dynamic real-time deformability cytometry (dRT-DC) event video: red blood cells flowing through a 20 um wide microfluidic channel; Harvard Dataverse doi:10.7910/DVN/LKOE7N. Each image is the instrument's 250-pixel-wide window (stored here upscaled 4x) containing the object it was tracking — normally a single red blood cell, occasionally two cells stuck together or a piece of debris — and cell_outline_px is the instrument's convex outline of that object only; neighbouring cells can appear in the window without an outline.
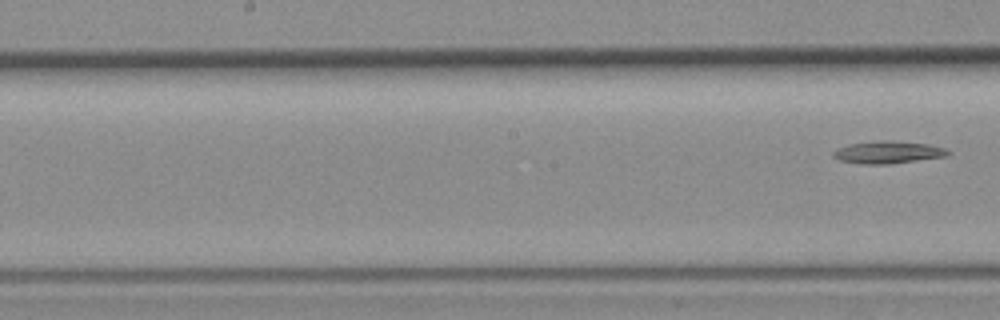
{"species": "common noctule bat (a hibernating species)", "species_latin": "Nyctalus noctula", "temperature_condition": "room temperature", "stored_images_in_passage": 8, "camera_frame_rate_fps": 3000, "um_per_image_px": 0.085, "animal": {"sex": "female", "body_mass_g": 19.3, "forearm_length_mm": 54.1}, "frame": {"image": 1, "passage_image": 8, "time_ms": 2.333, "image_size_px": [1000, 320], "cell_outline_px": [[952, 152], [948, 156], [892, 164], [864, 164], [840, 160], [832, 156], [832, 152], [840, 148], [852, 144], [884, 140], [928, 144], [944, 148]], "centroid_in_image_um": [75.54, 12.96], "position_along_channel_um": 172.7, "area_um2": 14.74}}